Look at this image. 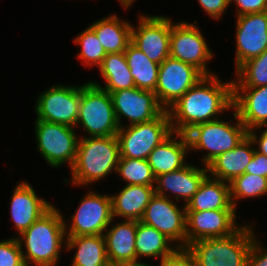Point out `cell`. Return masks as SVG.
<instances>
[{
  "instance_id": "1",
  "label": "cell",
  "mask_w": 267,
  "mask_h": 266,
  "mask_svg": "<svg viewBox=\"0 0 267 266\" xmlns=\"http://www.w3.org/2000/svg\"><path fill=\"white\" fill-rule=\"evenodd\" d=\"M229 109H233V80L223 83L218 76L209 75L202 77L167 111L172 131L186 134L198 124L217 120L219 113Z\"/></svg>"
},
{
  "instance_id": "2",
  "label": "cell",
  "mask_w": 267,
  "mask_h": 266,
  "mask_svg": "<svg viewBox=\"0 0 267 266\" xmlns=\"http://www.w3.org/2000/svg\"><path fill=\"white\" fill-rule=\"evenodd\" d=\"M65 220L52 206L27 230L16 237L22 250L25 266H55L58 262L63 242L66 240ZM24 242V243H23Z\"/></svg>"
},
{
  "instance_id": "3",
  "label": "cell",
  "mask_w": 267,
  "mask_h": 266,
  "mask_svg": "<svg viewBox=\"0 0 267 266\" xmlns=\"http://www.w3.org/2000/svg\"><path fill=\"white\" fill-rule=\"evenodd\" d=\"M120 160L117 135L81 137L77 155L71 168L74 185H88L116 171Z\"/></svg>"
},
{
  "instance_id": "4",
  "label": "cell",
  "mask_w": 267,
  "mask_h": 266,
  "mask_svg": "<svg viewBox=\"0 0 267 266\" xmlns=\"http://www.w3.org/2000/svg\"><path fill=\"white\" fill-rule=\"evenodd\" d=\"M252 226H241L232 235L200 239L186 248L193 255L196 266H247L252 246Z\"/></svg>"
},
{
  "instance_id": "5",
  "label": "cell",
  "mask_w": 267,
  "mask_h": 266,
  "mask_svg": "<svg viewBox=\"0 0 267 266\" xmlns=\"http://www.w3.org/2000/svg\"><path fill=\"white\" fill-rule=\"evenodd\" d=\"M233 116L236 119L233 125L217 119L198 124L186 133L190 151L198 149L208 151L203 157L205 166L220 154L236 147L248 136V131L236 111Z\"/></svg>"
},
{
  "instance_id": "6",
  "label": "cell",
  "mask_w": 267,
  "mask_h": 266,
  "mask_svg": "<svg viewBox=\"0 0 267 266\" xmlns=\"http://www.w3.org/2000/svg\"><path fill=\"white\" fill-rule=\"evenodd\" d=\"M82 125L89 137L117 135L119 124L109 92L91 82L81 86L77 125Z\"/></svg>"
},
{
  "instance_id": "7",
  "label": "cell",
  "mask_w": 267,
  "mask_h": 266,
  "mask_svg": "<svg viewBox=\"0 0 267 266\" xmlns=\"http://www.w3.org/2000/svg\"><path fill=\"white\" fill-rule=\"evenodd\" d=\"M172 132L167 110L151 121L122 126L117 132L120 158L147 159Z\"/></svg>"
},
{
  "instance_id": "8",
  "label": "cell",
  "mask_w": 267,
  "mask_h": 266,
  "mask_svg": "<svg viewBox=\"0 0 267 266\" xmlns=\"http://www.w3.org/2000/svg\"><path fill=\"white\" fill-rule=\"evenodd\" d=\"M35 122L38 151L47 164L56 168L67 163L71 169L76 159L80 139L76 137L73 127L43 120H35Z\"/></svg>"
},
{
  "instance_id": "9",
  "label": "cell",
  "mask_w": 267,
  "mask_h": 266,
  "mask_svg": "<svg viewBox=\"0 0 267 266\" xmlns=\"http://www.w3.org/2000/svg\"><path fill=\"white\" fill-rule=\"evenodd\" d=\"M79 206L72 215V223L67 227L65 223L66 237L80 235H104L106 229L113 222L111 196L100 195L90 191L81 199Z\"/></svg>"
},
{
  "instance_id": "10",
  "label": "cell",
  "mask_w": 267,
  "mask_h": 266,
  "mask_svg": "<svg viewBox=\"0 0 267 266\" xmlns=\"http://www.w3.org/2000/svg\"><path fill=\"white\" fill-rule=\"evenodd\" d=\"M198 28L193 23L171 22L170 57L194 66L204 76L214 75L207 67L212 52Z\"/></svg>"
},
{
  "instance_id": "11",
  "label": "cell",
  "mask_w": 267,
  "mask_h": 266,
  "mask_svg": "<svg viewBox=\"0 0 267 266\" xmlns=\"http://www.w3.org/2000/svg\"><path fill=\"white\" fill-rule=\"evenodd\" d=\"M81 99V86L57 84L39 94L36 101V120L76 126Z\"/></svg>"
},
{
  "instance_id": "12",
  "label": "cell",
  "mask_w": 267,
  "mask_h": 266,
  "mask_svg": "<svg viewBox=\"0 0 267 266\" xmlns=\"http://www.w3.org/2000/svg\"><path fill=\"white\" fill-rule=\"evenodd\" d=\"M204 75L194 66L168 57L159 67L155 94L167 110Z\"/></svg>"
},
{
  "instance_id": "13",
  "label": "cell",
  "mask_w": 267,
  "mask_h": 266,
  "mask_svg": "<svg viewBox=\"0 0 267 266\" xmlns=\"http://www.w3.org/2000/svg\"><path fill=\"white\" fill-rule=\"evenodd\" d=\"M141 222L154 227L172 242H180L178 248H186V205L178 206L170 197L154 194L146 206Z\"/></svg>"
},
{
  "instance_id": "14",
  "label": "cell",
  "mask_w": 267,
  "mask_h": 266,
  "mask_svg": "<svg viewBox=\"0 0 267 266\" xmlns=\"http://www.w3.org/2000/svg\"><path fill=\"white\" fill-rule=\"evenodd\" d=\"M110 95L119 128L122 116L129 119V125H134L151 121L165 111L153 91L134 87L113 91Z\"/></svg>"
},
{
  "instance_id": "15",
  "label": "cell",
  "mask_w": 267,
  "mask_h": 266,
  "mask_svg": "<svg viewBox=\"0 0 267 266\" xmlns=\"http://www.w3.org/2000/svg\"><path fill=\"white\" fill-rule=\"evenodd\" d=\"M170 30L168 17L140 15L137 28L132 26V43L151 61L161 64L170 57Z\"/></svg>"
},
{
  "instance_id": "16",
  "label": "cell",
  "mask_w": 267,
  "mask_h": 266,
  "mask_svg": "<svg viewBox=\"0 0 267 266\" xmlns=\"http://www.w3.org/2000/svg\"><path fill=\"white\" fill-rule=\"evenodd\" d=\"M235 209L186 211V247L200 239L225 237L237 232Z\"/></svg>"
},
{
  "instance_id": "17",
  "label": "cell",
  "mask_w": 267,
  "mask_h": 266,
  "mask_svg": "<svg viewBox=\"0 0 267 266\" xmlns=\"http://www.w3.org/2000/svg\"><path fill=\"white\" fill-rule=\"evenodd\" d=\"M236 70L267 50V11L237 16Z\"/></svg>"
},
{
  "instance_id": "18",
  "label": "cell",
  "mask_w": 267,
  "mask_h": 266,
  "mask_svg": "<svg viewBox=\"0 0 267 266\" xmlns=\"http://www.w3.org/2000/svg\"><path fill=\"white\" fill-rule=\"evenodd\" d=\"M233 109L247 131L267 127V85L233 87Z\"/></svg>"
},
{
  "instance_id": "19",
  "label": "cell",
  "mask_w": 267,
  "mask_h": 266,
  "mask_svg": "<svg viewBox=\"0 0 267 266\" xmlns=\"http://www.w3.org/2000/svg\"><path fill=\"white\" fill-rule=\"evenodd\" d=\"M208 175L207 166H205V169H200L192 164H187L177 171L156 177L155 194L169 197L166 193L168 190L174 194L175 200L178 201L181 197V199L186 201L184 203L187 205Z\"/></svg>"
},
{
  "instance_id": "20",
  "label": "cell",
  "mask_w": 267,
  "mask_h": 266,
  "mask_svg": "<svg viewBox=\"0 0 267 266\" xmlns=\"http://www.w3.org/2000/svg\"><path fill=\"white\" fill-rule=\"evenodd\" d=\"M10 203L11 218L19 234L52 207V204L43 198H38L33 187L24 181L14 188Z\"/></svg>"
},
{
  "instance_id": "21",
  "label": "cell",
  "mask_w": 267,
  "mask_h": 266,
  "mask_svg": "<svg viewBox=\"0 0 267 266\" xmlns=\"http://www.w3.org/2000/svg\"><path fill=\"white\" fill-rule=\"evenodd\" d=\"M177 138V140H175ZM173 138V139H172ZM189 142L186 134L172 132L165 140L158 144L148 155L149 163L154 177L165 173L177 171L185 164V155L189 151Z\"/></svg>"
},
{
  "instance_id": "22",
  "label": "cell",
  "mask_w": 267,
  "mask_h": 266,
  "mask_svg": "<svg viewBox=\"0 0 267 266\" xmlns=\"http://www.w3.org/2000/svg\"><path fill=\"white\" fill-rule=\"evenodd\" d=\"M253 145L247 136L236 147L217 156L207 165L208 174L212 175L210 177L230 183L235 177L244 174L255 152Z\"/></svg>"
},
{
  "instance_id": "23",
  "label": "cell",
  "mask_w": 267,
  "mask_h": 266,
  "mask_svg": "<svg viewBox=\"0 0 267 266\" xmlns=\"http://www.w3.org/2000/svg\"><path fill=\"white\" fill-rule=\"evenodd\" d=\"M110 228L104 233L108 261L120 264L135 263L137 221L124 220Z\"/></svg>"
},
{
  "instance_id": "24",
  "label": "cell",
  "mask_w": 267,
  "mask_h": 266,
  "mask_svg": "<svg viewBox=\"0 0 267 266\" xmlns=\"http://www.w3.org/2000/svg\"><path fill=\"white\" fill-rule=\"evenodd\" d=\"M154 194L153 186L126 185L117 195H111L113 218L140 221Z\"/></svg>"
},
{
  "instance_id": "25",
  "label": "cell",
  "mask_w": 267,
  "mask_h": 266,
  "mask_svg": "<svg viewBox=\"0 0 267 266\" xmlns=\"http://www.w3.org/2000/svg\"><path fill=\"white\" fill-rule=\"evenodd\" d=\"M227 183V184H226ZM217 209H236L230 199L228 182L207 176L198 191L186 205V211H210Z\"/></svg>"
},
{
  "instance_id": "26",
  "label": "cell",
  "mask_w": 267,
  "mask_h": 266,
  "mask_svg": "<svg viewBox=\"0 0 267 266\" xmlns=\"http://www.w3.org/2000/svg\"><path fill=\"white\" fill-rule=\"evenodd\" d=\"M97 35L106 53L124 52L132 42V25L117 15L107 16L89 26Z\"/></svg>"
},
{
  "instance_id": "27",
  "label": "cell",
  "mask_w": 267,
  "mask_h": 266,
  "mask_svg": "<svg viewBox=\"0 0 267 266\" xmlns=\"http://www.w3.org/2000/svg\"><path fill=\"white\" fill-rule=\"evenodd\" d=\"M65 242L66 249H77L72 266H105L109 262L104 235L66 237Z\"/></svg>"
},
{
  "instance_id": "28",
  "label": "cell",
  "mask_w": 267,
  "mask_h": 266,
  "mask_svg": "<svg viewBox=\"0 0 267 266\" xmlns=\"http://www.w3.org/2000/svg\"><path fill=\"white\" fill-rule=\"evenodd\" d=\"M172 241L156 230L141 221H137L136 231V262L139 257H156L160 258V262L173 254L178 247L169 246Z\"/></svg>"
},
{
  "instance_id": "29",
  "label": "cell",
  "mask_w": 267,
  "mask_h": 266,
  "mask_svg": "<svg viewBox=\"0 0 267 266\" xmlns=\"http://www.w3.org/2000/svg\"><path fill=\"white\" fill-rule=\"evenodd\" d=\"M99 69L105 80L104 88L95 81L90 82L109 93L136 87L124 52L107 53Z\"/></svg>"
},
{
  "instance_id": "30",
  "label": "cell",
  "mask_w": 267,
  "mask_h": 266,
  "mask_svg": "<svg viewBox=\"0 0 267 266\" xmlns=\"http://www.w3.org/2000/svg\"><path fill=\"white\" fill-rule=\"evenodd\" d=\"M135 86L155 92L160 64L151 61L132 42L124 51Z\"/></svg>"
},
{
  "instance_id": "31",
  "label": "cell",
  "mask_w": 267,
  "mask_h": 266,
  "mask_svg": "<svg viewBox=\"0 0 267 266\" xmlns=\"http://www.w3.org/2000/svg\"><path fill=\"white\" fill-rule=\"evenodd\" d=\"M233 87H259L267 85V50L243 63L237 70Z\"/></svg>"
},
{
  "instance_id": "32",
  "label": "cell",
  "mask_w": 267,
  "mask_h": 266,
  "mask_svg": "<svg viewBox=\"0 0 267 266\" xmlns=\"http://www.w3.org/2000/svg\"><path fill=\"white\" fill-rule=\"evenodd\" d=\"M230 199L236 208V199L256 198L267 194V178L244 173L230 183Z\"/></svg>"
},
{
  "instance_id": "33",
  "label": "cell",
  "mask_w": 267,
  "mask_h": 266,
  "mask_svg": "<svg viewBox=\"0 0 267 266\" xmlns=\"http://www.w3.org/2000/svg\"><path fill=\"white\" fill-rule=\"evenodd\" d=\"M116 172L126 185L154 186L155 177L147 159L120 158Z\"/></svg>"
},
{
  "instance_id": "34",
  "label": "cell",
  "mask_w": 267,
  "mask_h": 266,
  "mask_svg": "<svg viewBox=\"0 0 267 266\" xmlns=\"http://www.w3.org/2000/svg\"><path fill=\"white\" fill-rule=\"evenodd\" d=\"M73 41L81 46V51L77 56L86 66L99 67L101 65L107 53L90 27H87Z\"/></svg>"
},
{
  "instance_id": "35",
  "label": "cell",
  "mask_w": 267,
  "mask_h": 266,
  "mask_svg": "<svg viewBox=\"0 0 267 266\" xmlns=\"http://www.w3.org/2000/svg\"><path fill=\"white\" fill-rule=\"evenodd\" d=\"M0 266H25L16 237L0 241Z\"/></svg>"
},
{
  "instance_id": "36",
  "label": "cell",
  "mask_w": 267,
  "mask_h": 266,
  "mask_svg": "<svg viewBox=\"0 0 267 266\" xmlns=\"http://www.w3.org/2000/svg\"><path fill=\"white\" fill-rule=\"evenodd\" d=\"M159 266H196V262L187 248H178L173 254L160 262Z\"/></svg>"
},
{
  "instance_id": "37",
  "label": "cell",
  "mask_w": 267,
  "mask_h": 266,
  "mask_svg": "<svg viewBox=\"0 0 267 266\" xmlns=\"http://www.w3.org/2000/svg\"><path fill=\"white\" fill-rule=\"evenodd\" d=\"M237 5V16L267 11V0H230Z\"/></svg>"
},
{
  "instance_id": "38",
  "label": "cell",
  "mask_w": 267,
  "mask_h": 266,
  "mask_svg": "<svg viewBox=\"0 0 267 266\" xmlns=\"http://www.w3.org/2000/svg\"><path fill=\"white\" fill-rule=\"evenodd\" d=\"M198 3L210 17L217 20L228 8L230 0H198Z\"/></svg>"
},
{
  "instance_id": "39",
  "label": "cell",
  "mask_w": 267,
  "mask_h": 266,
  "mask_svg": "<svg viewBox=\"0 0 267 266\" xmlns=\"http://www.w3.org/2000/svg\"><path fill=\"white\" fill-rule=\"evenodd\" d=\"M245 173L267 178V156L255 150L251 162L246 166Z\"/></svg>"
},
{
  "instance_id": "40",
  "label": "cell",
  "mask_w": 267,
  "mask_h": 266,
  "mask_svg": "<svg viewBox=\"0 0 267 266\" xmlns=\"http://www.w3.org/2000/svg\"><path fill=\"white\" fill-rule=\"evenodd\" d=\"M258 242L255 236L249 250L247 266H267V251Z\"/></svg>"
},
{
  "instance_id": "41",
  "label": "cell",
  "mask_w": 267,
  "mask_h": 266,
  "mask_svg": "<svg viewBox=\"0 0 267 266\" xmlns=\"http://www.w3.org/2000/svg\"><path fill=\"white\" fill-rule=\"evenodd\" d=\"M248 136L251 138L254 144H258L259 147L255 150L267 156V128L263 130L259 138L255 133V129L248 131Z\"/></svg>"
},
{
  "instance_id": "42",
  "label": "cell",
  "mask_w": 267,
  "mask_h": 266,
  "mask_svg": "<svg viewBox=\"0 0 267 266\" xmlns=\"http://www.w3.org/2000/svg\"><path fill=\"white\" fill-rule=\"evenodd\" d=\"M125 9H128L134 2V0H119Z\"/></svg>"
},
{
  "instance_id": "43",
  "label": "cell",
  "mask_w": 267,
  "mask_h": 266,
  "mask_svg": "<svg viewBox=\"0 0 267 266\" xmlns=\"http://www.w3.org/2000/svg\"><path fill=\"white\" fill-rule=\"evenodd\" d=\"M129 266H150V265H148L146 263H142V261H141V262L131 263V264H129Z\"/></svg>"
},
{
  "instance_id": "44",
  "label": "cell",
  "mask_w": 267,
  "mask_h": 266,
  "mask_svg": "<svg viewBox=\"0 0 267 266\" xmlns=\"http://www.w3.org/2000/svg\"><path fill=\"white\" fill-rule=\"evenodd\" d=\"M105 266H129V264H120V263L108 262Z\"/></svg>"
}]
</instances>
